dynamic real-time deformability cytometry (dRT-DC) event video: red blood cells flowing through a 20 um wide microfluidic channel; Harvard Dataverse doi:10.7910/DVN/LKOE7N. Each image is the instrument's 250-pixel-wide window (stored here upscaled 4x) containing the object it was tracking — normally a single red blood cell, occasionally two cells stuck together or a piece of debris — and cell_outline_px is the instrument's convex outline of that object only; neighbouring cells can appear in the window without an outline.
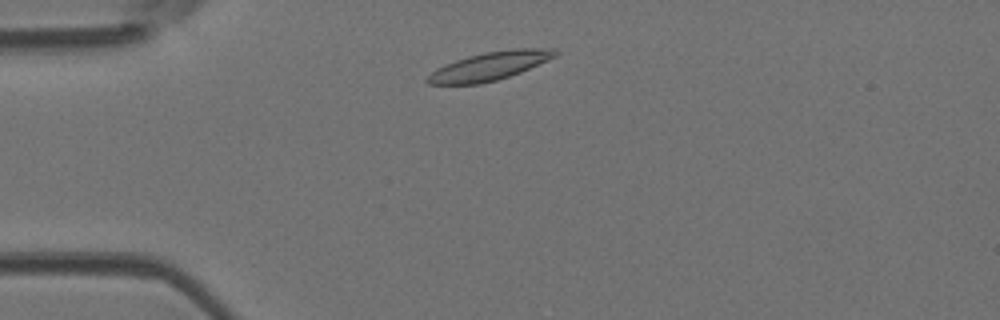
{"species": "Egyptian fruit bat (a non-hibernating species)", "species_latin": "Rousettus aegyptiacus", "temperature_condition": "room temperature", "stored_images_in_passage": 42, "camera_frame_rate_fps": 3000, "um_per_image_px": 0.085, "animal": {"sex": "female"}, "frame": {"image": 1, "passage_image": 4, "time_ms": 1.0, "image_size_px": [1000, 320], "cell_outline_px": [[560, 52], [556, 56], [548, 60], [520, 72], [496, 80], [480, 84], [428, 84], [424, 80], [436, 68], [456, 60], [468, 56], [484, 52], [512, 48], [552, 48]], "centroid_in_image_um": [41.63, 5.6], "position_along_channel_um": 43.4, "area_um2": 21.04}}
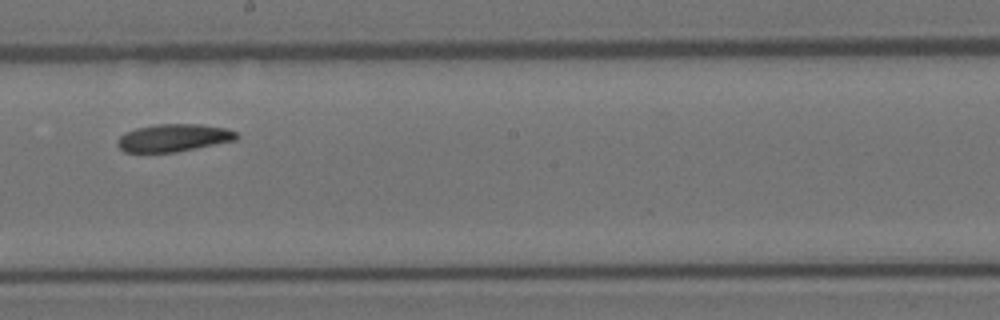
{"frame": {"image": 2, "passage_image": 20, "time_ms": 6.333, "image_size_px": [1000, 320], "cell_outline_px": [[240, 136], [236, 140], [176, 152], [124, 152], [116, 144], [116, 140], [124, 132], [136, 128], [156, 124], [200, 124], [224, 128], [236, 132]], "centroid_in_image_um": [14.73, 11.71], "position_along_channel_um": 233.5, "area_um2": 19.19}}
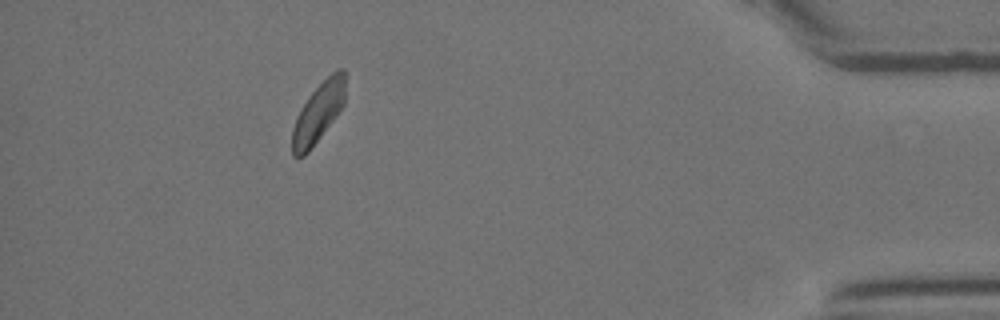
{"frame": {"image": 3, "passage_image": 37, "time_ms": 12.0, "image_size_px": [1000, 320], "cell_outline_px": [[344, 104], [336, 116], [308, 152], [304, 156], [292, 156], [292, 128], [296, 116], [300, 108], [308, 96], [332, 72], [340, 68], [344, 68]], "centroid_in_image_um": [27.02, 9.58], "position_along_channel_um": 408.2, "area_um2": 18.21}}